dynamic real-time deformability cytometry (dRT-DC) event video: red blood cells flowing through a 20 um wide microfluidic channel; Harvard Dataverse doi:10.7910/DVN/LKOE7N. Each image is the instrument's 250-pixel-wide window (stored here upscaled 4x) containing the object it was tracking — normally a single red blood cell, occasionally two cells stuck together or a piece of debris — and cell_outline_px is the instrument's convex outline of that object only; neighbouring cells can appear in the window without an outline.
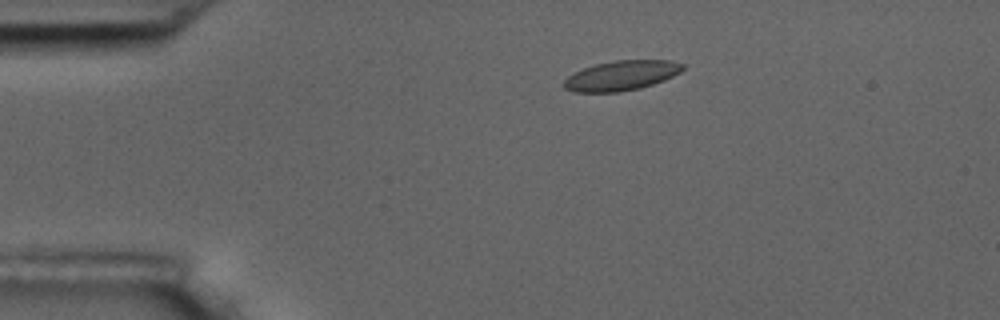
{"species": "common noctule bat (a hibernating species)", "species_latin": "Nyctalus noctula", "temperature_condition": "room temperature", "stored_images_in_passage": 7, "camera_frame_rate_fps": 3000, "um_per_image_px": 0.085, "animal": {"sex": "male", "body_mass_g": 17.5, "forearm_length_mm": 52.3}, "frame": {"image": 1, "passage_image": 4, "time_ms": 3.333, "image_size_px": [1000, 320], "cell_outline_px": [[684, 68], [680, 72], [664, 80], [640, 88], [620, 92], [576, 92], [564, 88], [564, 80], [568, 76], [584, 68], [596, 64], [616, 60], [672, 60], [684, 64]], "centroid_in_image_um": [52.84, 6.42], "position_along_channel_um": 32.2, "area_um2": 20.52}}
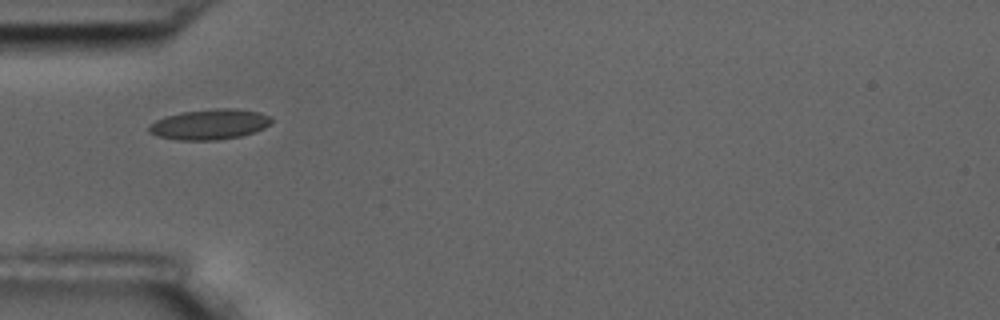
{"frame": {"image": 2, "passage_image": 6, "time_ms": 5.667, "image_size_px": [1000, 320], "cell_outline_px": [[272, 124], [264, 128], [240, 136], [216, 140], [176, 140], [156, 136], [148, 132], [148, 124], [164, 116], [180, 112], [216, 108], [232, 108], [260, 112], [272, 116]], "centroid_in_image_um": [17.79, 10.56], "position_along_channel_um": 67.2, "area_um2": 21.96}}